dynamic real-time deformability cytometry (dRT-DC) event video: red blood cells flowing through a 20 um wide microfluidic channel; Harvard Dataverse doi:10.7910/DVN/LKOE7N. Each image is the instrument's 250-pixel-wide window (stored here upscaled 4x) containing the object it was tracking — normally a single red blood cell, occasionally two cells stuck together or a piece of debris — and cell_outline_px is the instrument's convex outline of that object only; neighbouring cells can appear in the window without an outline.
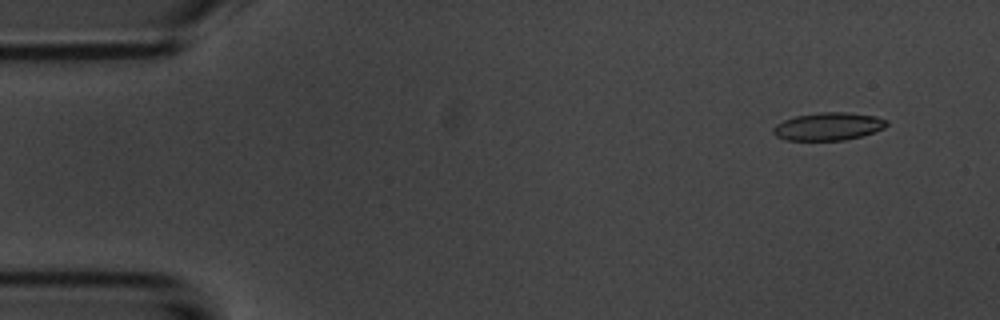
{"species": "common noctule bat (a hibernating species)", "species_latin": "Nyctalus noctula", "temperature_condition": "room temperature", "stored_images_in_passage": 51, "camera_frame_rate_fps": 3000, "um_per_image_px": 0.085, "animal": {"sex": "male", "body_mass_g": 20.1, "forearm_length_mm": 53.5}, "frame": {"image": 1, "passage_image": 1, "time_ms": 0.0, "image_size_px": [1000, 320], "cell_outline_px": [[888, 124], [884, 128], [860, 136], [844, 140], [784, 140], [776, 136], [772, 132], [772, 128], [776, 124], [784, 120], [796, 116], [820, 112], [848, 112], [876, 116], [888, 120]], "centroid_in_image_um": [70.39, 10.74], "position_along_channel_um": 14.6, "area_um2": 18.38}}
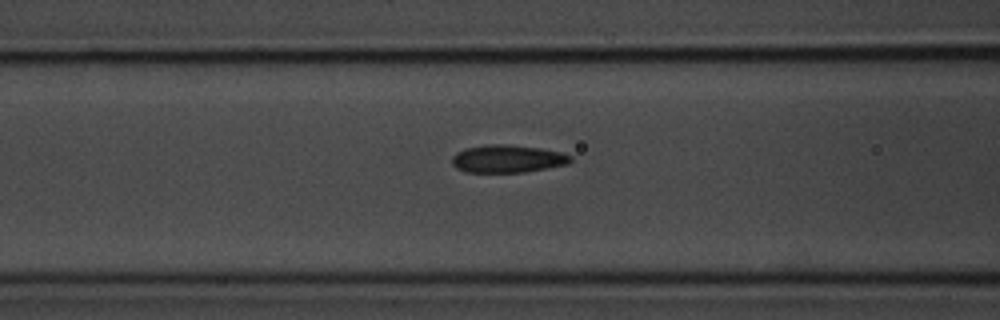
{"frame": {"image": 2, "passage_image": 18, "time_ms": 5.667, "image_size_px": [1000, 320], "cell_outline_px": [[572, 160], [568, 164], [548, 168], [524, 172], [464, 172], [456, 168], [452, 164], [452, 156], [456, 152], [464, 148], [488, 144], [508, 144], [540, 148], [560, 152], [572, 156]], "centroid_in_image_um": [43.12, 13.49], "position_along_channel_um": 123.5, "area_um2": 19.31}}
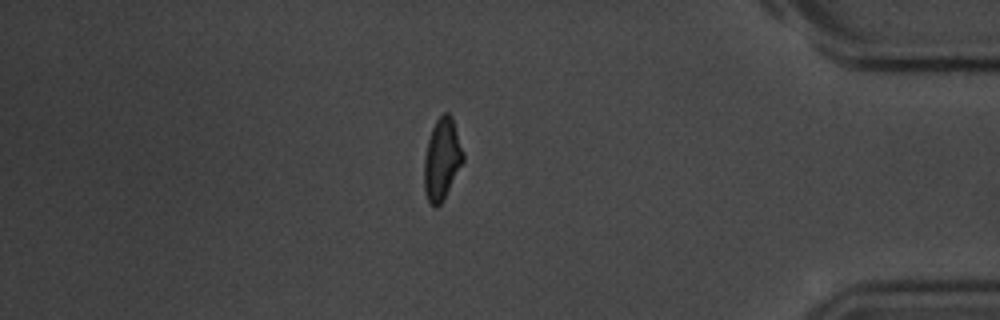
{"frame": {"image": 3, "passage_image": 43, "time_ms": 14.0, "image_size_px": [1000, 320], "cell_outline_px": [[464, 160], [444, 200], [436, 208], [428, 200], [424, 192], [424, 156], [428, 140], [432, 128], [436, 120], [444, 112], [448, 112], [452, 116], [464, 152]], "centroid_in_image_um": [37.57, 13.53], "position_along_channel_um": 397.6, "area_um2": 18.67}, "authors_computed_cell_mechanics": {"area_um2": 18.8428, "velocity_mm_per_s": 3.707, "shape_relaxation_time_tau1_ms": 3.5352, "shape_relaxation_time_tau2_ms": 2.5875, "deformation_change_tau1": 0.1299, "deformation_change_tau2": 0.0871}}